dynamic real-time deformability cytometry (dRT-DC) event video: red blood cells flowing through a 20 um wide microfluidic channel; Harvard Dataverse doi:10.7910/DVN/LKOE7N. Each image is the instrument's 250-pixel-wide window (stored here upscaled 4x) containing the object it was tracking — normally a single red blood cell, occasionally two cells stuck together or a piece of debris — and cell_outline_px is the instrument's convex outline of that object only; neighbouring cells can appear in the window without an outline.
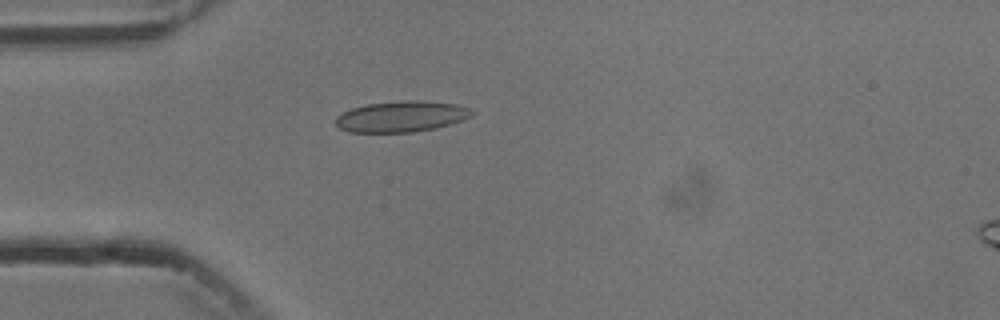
{"species": "common noctule bat (a hibernating species)", "species_latin": "Nyctalus noctula", "temperature_condition": "cold", "stored_images_in_passage": 4, "camera_frame_rate_fps": 3000, "um_per_image_px": 0.085, "animal": {"sex": "male", "body_mass_g": 13.3}, "frame": {"image": 1, "passage_image": 4, "time_ms": 4.667, "image_size_px": [1000, 320], "cell_outline_px": [[476, 112], [472, 116], [464, 120], [436, 128], [412, 132], [348, 132], [340, 128], [336, 124], [336, 116], [352, 108], [368, 104], [404, 100], [420, 100], [456, 104], [468, 108]], "centroid_in_image_um": [34.15, 9.9], "position_along_channel_um": 50.8, "area_um2": 24.57}}